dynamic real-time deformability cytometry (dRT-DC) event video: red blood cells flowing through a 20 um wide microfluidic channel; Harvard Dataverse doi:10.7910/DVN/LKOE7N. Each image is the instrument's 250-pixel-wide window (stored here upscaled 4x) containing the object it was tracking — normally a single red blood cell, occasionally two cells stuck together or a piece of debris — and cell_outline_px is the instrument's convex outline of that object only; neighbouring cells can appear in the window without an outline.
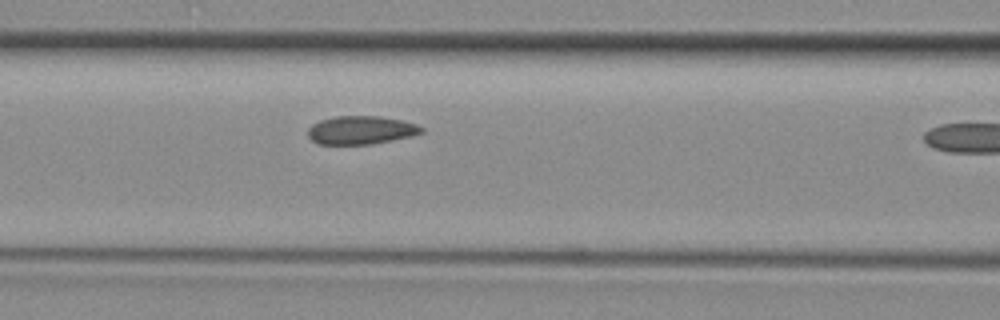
{"species": "common noctule bat (a hibernating species)", "species_latin": "Nyctalus noctula", "temperature_condition": "room temperature", "stored_images_in_passage": 16, "camera_frame_rate_fps": 3000, "um_per_image_px": 0.085, "animal": {"sex": "female", "body_mass_g": 29.2, "forearm_length_mm": 56.3}, "frame": {"image": 1, "passage_image": 12, "time_ms": 3.667, "image_size_px": [1000, 320], "cell_outline_px": [[424, 132], [412, 136], [372, 144], [320, 144], [312, 140], [308, 136], [308, 128], [312, 124], [320, 120], [336, 116], [380, 116], [400, 120], [416, 124], [424, 128]], "centroid_in_image_um": [30.69, 11.06], "position_along_channel_um": 135.9, "area_um2": 18.73}}